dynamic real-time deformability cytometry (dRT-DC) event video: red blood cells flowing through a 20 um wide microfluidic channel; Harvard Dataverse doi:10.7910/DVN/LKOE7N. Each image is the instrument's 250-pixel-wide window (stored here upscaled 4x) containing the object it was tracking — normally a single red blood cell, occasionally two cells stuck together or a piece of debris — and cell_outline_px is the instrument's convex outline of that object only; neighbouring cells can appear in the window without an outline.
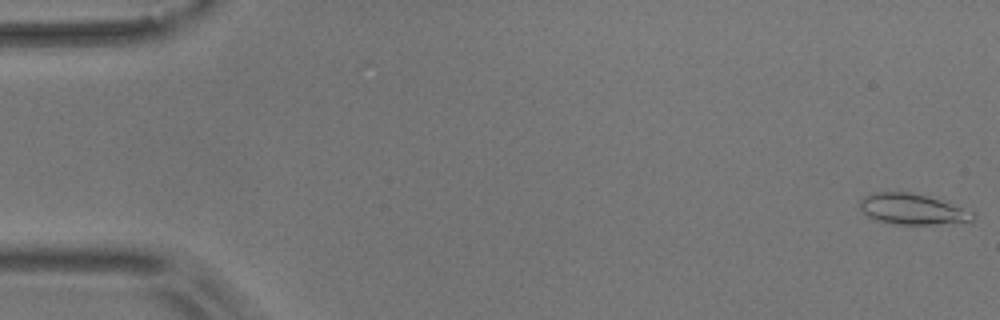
{"species": "common noctule bat (a hibernating species)", "species_latin": "Nyctalus noctula", "temperature_condition": "room temperature", "stored_images_in_passage": 18, "camera_frame_rate_fps": 3000, "um_per_image_px": 0.085, "animal": {"sex": "male", "body_mass_g": 17.9}, "frame": {"image": 1, "passage_image": 1, "time_ms": 0.0, "image_size_px": [1000, 320], "cell_outline_px": [[976, 216], [972, 224], [896, 224], [876, 220], [868, 216], [860, 208], [860, 200], [864, 196], [876, 192], [912, 192], [976, 212]], "centroid_in_image_um": [77.64, 17.81], "position_along_channel_um": 7.4, "area_um2": 20.4}}